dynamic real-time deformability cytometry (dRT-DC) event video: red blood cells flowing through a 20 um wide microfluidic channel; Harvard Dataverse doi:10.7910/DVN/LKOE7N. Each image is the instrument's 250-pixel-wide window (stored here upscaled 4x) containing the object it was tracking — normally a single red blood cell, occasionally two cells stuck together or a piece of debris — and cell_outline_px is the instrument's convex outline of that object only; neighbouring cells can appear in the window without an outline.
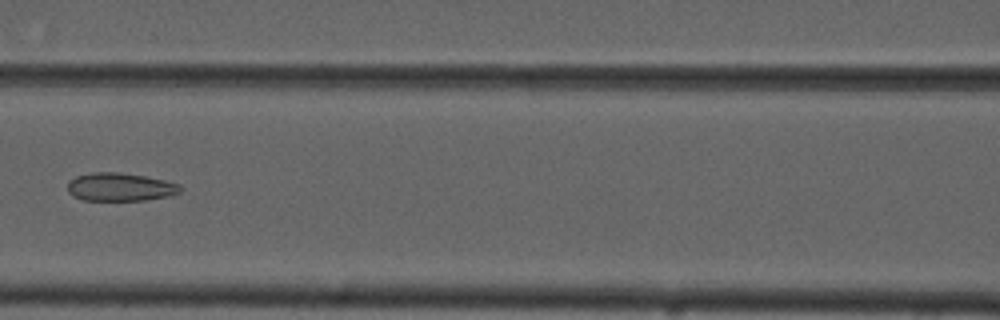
{"species": "common noctule bat (a hibernating species)", "species_latin": "Nyctalus noctula", "temperature_condition": "cold", "stored_images_in_passage": 3, "camera_frame_rate_fps": 3000, "um_per_image_px": 0.085, "animal": {"sex": "male", "forearm_length_mm": 52.5}, "frame": {"image": 1, "passage_image": 3, "time_ms": 2.333, "image_size_px": [1000, 320], "cell_outline_px": [[184, 188], [180, 192], [172, 196], [144, 200], [84, 200], [72, 196], [68, 192], [68, 180], [76, 176], [92, 172], [116, 172], [144, 176], [164, 180], [180, 184]], "centroid_in_image_um": [10.23, 15.9], "position_along_channel_um": 156.4, "area_um2": 18.67}}